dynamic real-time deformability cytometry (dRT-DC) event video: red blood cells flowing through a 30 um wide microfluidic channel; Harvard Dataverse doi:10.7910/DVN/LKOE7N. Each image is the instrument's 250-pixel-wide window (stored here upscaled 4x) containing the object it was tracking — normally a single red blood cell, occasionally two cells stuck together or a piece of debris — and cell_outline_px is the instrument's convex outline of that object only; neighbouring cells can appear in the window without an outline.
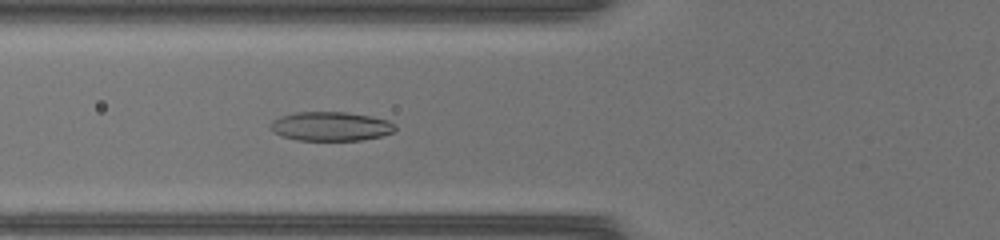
{"species": "common noctule bat (a hibernating species)", "species_latin": "Nyctalus noctula", "temperature_condition": "warm", "stored_images_in_passage": 46, "camera_frame_rate_fps": 3000, "um_per_image_px": 0.085, "animal": {"sex": "female", "body_mass_g": 17.0, "forearm_length_mm": 48.0}, "frame": {"image": 1, "passage_image": 18, "time_ms": 5.667, "image_size_px": [1000, 240], "cell_outline_px": [[396, 128], [392, 132], [380, 136], [360, 140], [296, 140], [284, 136], [276, 132], [272, 128], [272, 120], [280, 116], [296, 112], [344, 112], [372, 116], [388, 120]], "centroid_in_image_um": [28.12, 10.73], "position_along_channel_um": 97.7, "area_um2": 20.81}}
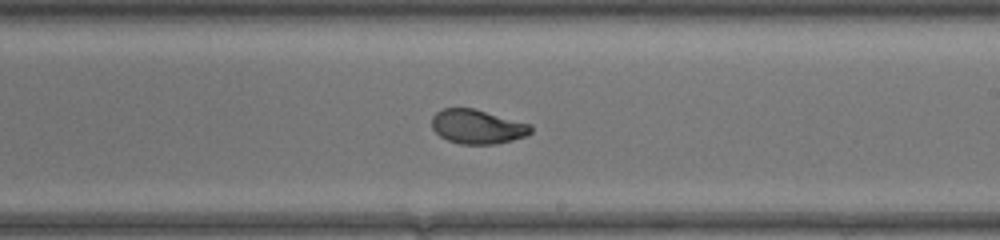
{"frame": {"image": 2, "passage_image": 28, "time_ms": 9.0, "image_size_px": [1000, 240], "cell_outline_px": [[532, 132], [528, 136], [496, 144], [460, 144], [448, 140], [440, 136], [432, 128], [432, 116], [436, 112], [444, 108], [472, 108], [532, 124]], "centroid_in_image_um": [40.6, 10.77], "position_along_channel_um": 248.4, "area_um2": 19.83}}
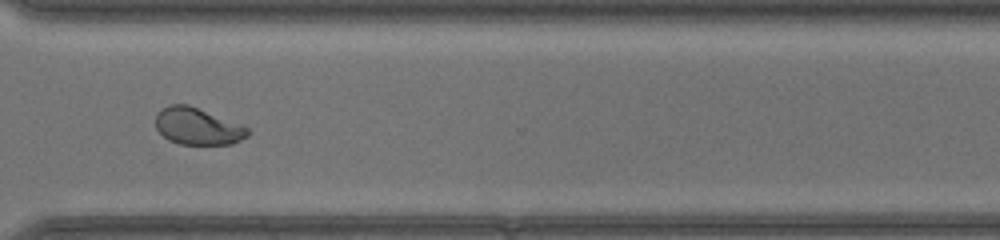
{"frame": {"image": 3, "passage_image": 35, "time_ms": 11.333, "image_size_px": [1000, 240], "cell_outline_px": [[252, 132], [248, 136], [232, 144], [180, 144], [168, 140], [156, 128], [156, 112], [168, 104], [188, 104], [244, 124]], "centroid_in_image_um": [16.83, 10.72], "position_along_channel_um": 353.8, "area_um2": 20.17}}